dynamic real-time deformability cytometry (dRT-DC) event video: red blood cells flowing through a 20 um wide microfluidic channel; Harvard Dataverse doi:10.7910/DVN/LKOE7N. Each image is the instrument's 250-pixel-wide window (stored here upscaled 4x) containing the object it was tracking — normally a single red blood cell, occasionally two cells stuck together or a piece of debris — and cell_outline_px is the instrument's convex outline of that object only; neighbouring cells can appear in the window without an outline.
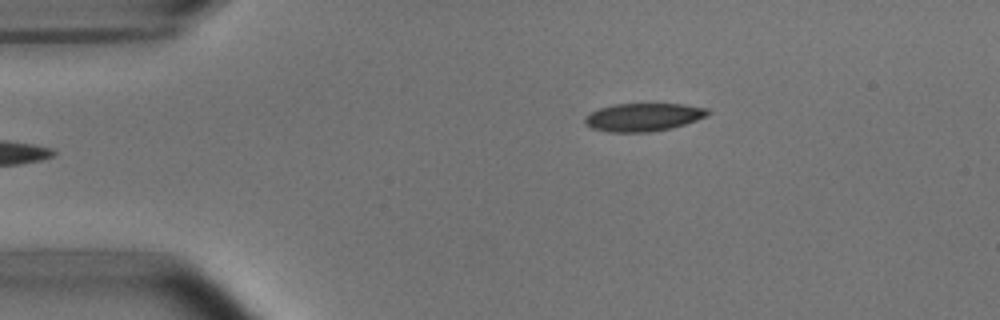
{"species": "common noctule bat (a hibernating species)", "species_latin": "Nyctalus noctula", "temperature_condition": "room temperature", "stored_images_in_passage": 5, "camera_frame_rate_fps": 3000, "um_per_image_px": 0.085, "animal": {"sex": "male", "body_mass_g": 15.6}, "frame": {"image": 1, "passage_image": 5, "time_ms": 4.667, "image_size_px": [1000, 320], "cell_outline_px": [[712, 112], [708, 116], [672, 128], [648, 132], [608, 132], [592, 128], [584, 120], [592, 112], [600, 108], [616, 104], [684, 104], [708, 108]], "centroid_in_image_um": [54.76, 9.95], "position_along_channel_um": 30.2, "area_um2": 19.94}}